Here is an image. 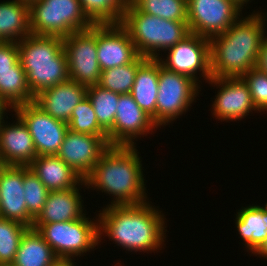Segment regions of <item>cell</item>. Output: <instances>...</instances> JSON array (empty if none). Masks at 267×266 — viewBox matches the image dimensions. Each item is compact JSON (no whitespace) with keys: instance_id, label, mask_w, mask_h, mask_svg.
<instances>
[{"instance_id":"obj_1","label":"cell","mask_w":267,"mask_h":266,"mask_svg":"<svg viewBox=\"0 0 267 266\" xmlns=\"http://www.w3.org/2000/svg\"><path fill=\"white\" fill-rule=\"evenodd\" d=\"M149 203L106 205L98 211L99 242L105 233L110 241L128 252L162 250L166 240V218L162 211Z\"/></svg>"},{"instance_id":"obj_2","label":"cell","mask_w":267,"mask_h":266,"mask_svg":"<svg viewBox=\"0 0 267 266\" xmlns=\"http://www.w3.org/2000/svg\"><path fill=\"white\" fill-rule=\"evenodd\" d=\"M262 14L242 16L225 33L209 39L212 77H241L256 67L266 34L267 13Z\"/></svg>"},{"instance_id":"obj_3","label":"cell","mask_w":267,"mask_h":266,"mask_svg":"<svg viewBox=\"0 0 267 266\" xmlns=\"http://www.w3.org/2000/svg\"><path fill=\"white\" fill-rule=\"evenodd\" d=\"M136 146H110L100 157L84 187L112 197L109 205H135L147 202L142 160Z\"/></svg>"},{"instance_id":"obj_4","label":"cell","mask_w":267,"mask_h":266,"mask_svg":"<svg viewBox=\"0 0 267 266\" xmlns=\"http://www.w3.org/2000/svg\"><path fill=\"white\" fill-rule=\"evenodd\" d=\"M17 44L19 61L34 97L69 79L62 37L29 34Z\"/></svg>"},{"instance_id":"obj_5","label":"cell","mask_w":267,"mask_h":266,"mask_svg":"<svg viewBox=\"0 0 267 266\" xmlns=\"http://www.w3.org/2000/svg\"><path fill=\"white\" fill-rule=\"evenodd\" d=\"M120 24L128 32L138 54L151 59H159L160 51L166 53L190 34L187 22L147 14L135 4H128Z\"/></svg>"},{"instance_id":"obj_6","label":"cell","mask_w":267,"mask_h":266,"mask_svg":"<svg viewBox=\"0 0 267 266\" xmlns=\"http://www.w3.org/2000/svg\"><path fill=\"white\" fill-rule=\"evenodd\" d=\"M31 34L66 37L94 23L79 0H38L29 6Z\"/></svg>"},{"instance_id":"obj_7","label":"cell","mask_w":267,"mask_h":266,"mask_svg":"<svg viewBox=\"0 0 267 266\" xmlns=\"http://www.w3.org/2000/svg\"><path fill=\"white\" fill-rule=\"evenodd\" d=\"M89 219L85 215L60 223L33 224L32 228L42 235L58 258L74 259L100 244L98 218Z\"/></svg>"},{"instance_id":"obj_8","label":"cell","mask_w":267,"mask_h":266,"mask_svg":"<svg viewBox=\"0 0 267 266\" xmlns=\"http://www.w3.org/2000/svg\"><path fill=\"white\" fill-rule=\"evenodd\" d=\"M158 95L156 100V126L169 125L189 110L199 95V84L193 79L170 71L159 61ZM196 97V98H195Z\"/></svg>"},{"instance_id":"obj_9","label":"cell","mask_w":267,"mask_h":266,"mask_svg":"<svg viewBox=\"0 0 267 266\" xmlns=\"http://www.w3.org/2000/svg\"><path fill=\"white\" fill-rule=\"evenodd\" d=\"M63 49L69 79L87 87L97 85L102 72L97 58V24L64 37Z\"/></svg>"},{"instance_id":"obj_10","label":"cell","mask_w":267,"mask_h":266,"mask_svg":"<svg viewBox=\"0 0 267 266\" xmlns=\"http://www.w3.org/2000/svg\"><path fill=\"white\" fill-rule=\"evenodd\" d=\"M240 16L242 8L232 0H187L190 33L208 39L225 33Z\"/></svg>"},{"instance_id":"obj_11","label":"cell","mask_w":267,"mask_h":266,"mask_svg":"<svg viewBox=\"0 0 267 266\" xmlns=\"http://www.w3.org/2000/svg\"><path fill=\"white\" fill-rule=\"evenodd\" d=\"M167 52V59L161 57L158 59L166 69L185 75L197 84L200 82L196 74L198 72H201L200 78L203 77L206 82L212 78L208 38L190 33Z\"/></svg>"},{"instance_id":"obj_12","label":"cell","mask_w":267,"mask_h":266,"mask_svg":"<svg viewBox=\"0 0 267 266\" xmlns=\"http://www.w3.org/2000/svg\"><path fill=\"white\" fill-rule=\"evenodd\" d=\"M12 111L28 127L37 156L56 155L64 141L68 124L56 120L35 102L16 106Z\"/></svg>"},{"instance_id":"obj_13","label":"cell","mask_w":267,"mask_h":266,"mask_svg":"<svg viewBox=\"0 0 267 266\" xmlns=\"http://www.w3.org/2000/svg\"><path fill=\"white\" fill-rule=\"evenodd\" d=\"M158 129L134 101L131 94H120L113 127L107 132L110 146H135V138L153 133ZM134 139V140H133Z\"/></svg>"},{"instance_id":"obj_14","label":"cell","mask_w":267,"mask_h":266,"mask_svg":"<svg viewBox=\"0 0 267 266\" xmlns=\"http://www.w3.org/2000/svg\"><path fill=\"white\" fill-rule=\"evenodd\" d=\"M209 84L219 87L212 106V116L221 121L241 120L257 111L247 84L241 77H212Z\"/></svg>"},{"instance_id":"obj_15","label":"cell","mask_w":267,"mask_h":266,"mask_svg":"<svg viewBox=\"0 0 267 266\" xmlns=\"http://www.w3.org/2000/svg\"><path fill=\"white\" fill-rule=\"evenodd\" d=\"M109 147L108 136H94L68 130L56 155L84 180Z\"/></svg>"},{"instance_id":"obj_16","label":"cell","mask_w":267,"mask_h":266,"mask_svg":"<svg viewBox=\"0 0 267 266\" xmlns=\"http://www.w3.org/2000/svg\"><path fill=\"white\" fill-rule=\"evenodd\" d=\"M135 44L120 23L97 24V58L101 71L133 62Z\"/></svg>"},{"instance_id":"obj_17","label":"cell","mask_w":267,"mask_h":266,"mask_svg":"<svg viewBox=\"0 0 267 266\" xmlns=\"http://www.w3.org/2000/svg\"><path fill=\"white\" fill-rule=\"evenodd\" d=\"M7 111L0 113V162L2 165L28 166L37 157L33 139L18 115L14 114L16 123L5 122Z\"/></svg>"},{"instance_id":"obj_18","label":"cell","mask_w":267,"mask_h":266,"mask_svg":"<svg viewBox=\"0 0 267 266\" xmlns=\"http://www.w3.org/2000/svg\"><path fill=\"white\" fill-rule=\"evenodd\" d=\"M23 179L24 166L0 167V217L32 228L34 219L27 211Z\"/></svg>"},{"instance_id":"obj_19","label":"cell","mask_w":267,"mask_h":266,"mask_svg":"<svg viewBox=\"0 0 267 266\" xmlns=\"http://www.w3.org/2000/svg\"><path fill=\"white\" fill-rule=\"evenodd\" d=\"M87 86L68 79L35 96V103L56 120L68 124L74 108L87 95Z\"/></svg>"},{"instance_id":"obj_20","label":"cell","mask_w":267,"mask_h":266,"mask_svg":"<svg viewBox=\"0 0 267 266\" xmlns=\"http://www.w3.org/2000/svg\"><path fill=\"white\" fill-rule=\"evenodd\" d=\"M80 185H86L84 180L75 188L49 191L43 209L33 224L60 223L87 215L83 213L85 208L79 192Z\"/></svg>"},{"instance_id":"obj_21","label":"cell","mask_w":267,"mask_h":266,"mask_svg":"<svg viewBox=\"0 0 267 266\" xmlns=\"http://www.w3.org/2000/svg\"><path fill=\"white\" fill-rule=\"evenodd\" d=\"M28 167L49 191L75 188L83 181L57 155L37 156Z\"/></svg>"},{"instance_id":"obj_22","label":"cell","mask_w":267,"mask_h":266,"mask_svg":"<svg viewBox=\"0 0 267 266\" xmlns=\"http://www.w3.org/2000/svg\"><path fill=\"white\" fill-rule=\"evenodd\" d=\"M159 60L147 58L139 67L130 92L134 101L151 117L156 125V100L158 95Z\"/></svg>"},{"instance_id":"obj_23","label":"cell","mask_w":267,"mask_h":266,"mask_svg":"<svg viewBox=\"0 0 267 266\" xmlns=\"http://www.w3.org/2000/svg\"><path fill=\"white\" fill-rule=\"evenodd\" d=\"M235 225L243 239L247 252H254L267 238V203L242 207L237 214Z\"/></svg>"},{"instance_id":"obj_24","label":"cell","mask_w":267,"mask_h":266,"mask_svg":"<svg viewBox=\"0 0 267 266\" xmlns=\"http://www.w3.org/2000/svg\"><path fill=\"white\" fill-rule=\"evenodd\" d=\"M29 34V6L18 0L0 2V42H18Z\"/></svg>"},{"instance_id":"obj_25","label":"cell","mask_w":267,"mask_h":266,"mask_svg":"<svg viewBox=\"0 0 267 266\" xmlns=\"http://www.w3.org/2000/svg\"><path fill=\"white\" fill-rule=\"evenodd\" d=\"M34 101L20 61L11 70L0 71V107L3 110L12 111L16 106Z\"/></svg>"},{"instance_id":"obj_26","label":"cell","mask_w":267,"mask_h":266,"mask_svg":"<svg viewBox=\"0 0 267 266\" xmlns=\"http://www.w3.org/2000/svg\"><path fill=\"white\" fill-rule=\"evenodd\" d=\"M58 259L53 249L34 228L23 234L12 266H52Z\"/></svg>"},{"instance_id":"obj_27","label":"cell","mask_w":267,"mask_h":266,"mask_svg":"<svg viewBox=\"0 0 267 266\" xmlns=\"http://www.w3.org/2000/svg\"><path fill=\"white\" fill-rule=\"evenodd\" d=\"M119 96L120 94L105 89L98 84L87 88L86 97L94 108L98 124L106 132L114 125Z\"/></svg>"},{"instance_id":"obj_28","label":"cell","mask_w":267,"mask_h":266,"mask_svg":"<svg viewBox=\"0 0 267 266\" xmlns=\"http://www.w3.org/2000/svg\"><path fill=\"white\" fill-rule=\"evenodd\" d=\"M146 59L139 55L129 64L103 70L98 85L118 94H129L132 90L138 67Z\"/></svg>"},{"instance_id":"obj_29","label":"cell","mask_w":267,"mask_h":266,"mask_svg":"<svg viewBox=\"0 0 267 266\" xmlns=\"http://www.w3.org/2000/svg\"><path fill=\"white\" fill-rule=\"evenodd\" d=\"M84 13L94 24L120 23L127 0H79Z\"/></svg>"},{"instance_id":"obj_30","label":"cell","mask_w":267,"mask_h":266,"mask_svg":"<svg viewBox=\"0 0 267 266\" xmlns=\"http://www.w3.org/2000/svg\"><path fill=\"white\" fill-rule=\"evenodd\" d=\"M27 226L0 217V266L11 265Z\"/></svg>"},{"instance_id":"obj_31","label":"cell","mask_w":267,"mask_h":266,"mask_svg":"<svg viewBox=\"0 0 267 266\" xmlns=\"http://www.w3.org/2000/svg\"><path fill=\"white\" fill-rule=\"evenodd\" d=\"M68 128L75 133L108 136L107 132L98 124L94 108L87 97L74 108Z\"/></svg>"},{"instance_id":"obj_32","label":"cell","mask_w":267,"mask_h":266,"mask_svg":"<svg viewBox=\"0 0 267 266\" xmlns=\"http://www.w3.org/2000/svg\"><path fill=\"white\" fill-rule=\"evenodd\" d=\"M135 5L162 19L187 22V0H139Z\"/></svg>"},{"instance_id":"obj_33","label":"cell","mask_w":267,"mask_h":266,"mask_svg":"<svg viewBox=\"0 0 267 266\" xmlns=\"http://www.w3.org/2000/svg\"><path fill=\"white\" fill-rule=\"evenodd\" d=\"M23 188L28 214L35 220L43 209L49 190L28 166H24Z\"/></svg>"},{"instance_id":"obj_34","label":"cell","mask_w":267,"mask_h":266,"mask_svg":"<svg viewBox=\"0 0 267 266\" xmlns=\"http://www.w3.org/2000/svg\"><path fill=\"white\" fill-rule=\"evenodd\" d=\"M241 78L247 84L253 103L259 113L267 111V74L255 67L242 75Z\"/></svg>"},{"instance_id":"obj_35","label":"cell","mask_w":267,"mask_h":266,"mask_svg":"<svg viewBox=\"0 0 267 266\" xmlns=\"http://www.w3.org/2000/svg\"><path fill=\"white\" fill-rule=\"evenodd\" d=\"M19 62L17 42H0V71L11 70Z\"/></svg>"},{"instance_id":"obj_36","label":"cell","mask_w":267,"mask_h":266,"mask_svg":"<svg viewBox=\"0 0 267 266\" xmlns=\"http://www.w3.org/2000/svg\"><path fill=\"white\" fill-rule=\"evenodd\" d=\"M256 68L267 74V40L265 38L261 45Z\"/></svg>"},{"instance_id":"obj_37","label":"cell","mask_w":267,"mask_h":266,"mask_svg":"<svg viewBox=\"0 0 267 266\" xmlns=\"http://www.w3.org/2000/svg\"><path fill=\"white\" fill-rule=\"evenodd\" d=\"M253 255H259L267 259V238L262 242V244L253 252Z\"/></svg>"},{"instance_id":"obj_38","label":"cell","mask_w":267,"mask_h":266,"mask_svg":"<svg viewBox=\"0 0 267 266\" xmlns=\"http://www.w3.org/2000/svg\"><path fill=\"white\" fill-rule=\"evenodd\" d=\"M74 259H64V258H58L53 264L52 266H76Z\"/></svg>"},{"instance_id":"obj_39","label":"cell","mask_w":267,"mask_h":266,"mask_svg":"<svg viewBox=\"0 0 267 266\" xmlns=\"http://www.w3.org/2000/svg\"><path fill=\"white\" fill-rule=\"evenodd\" d=\"M234 1L238 6H240L242 9L244 7V4H246L247 6V3L250 1V0H232Z\"/></svg>"},{"instance_id":"obj_40","label":"cell","mask_w":267,"mask_h":266,"mask_svg":"<svg viewBox=\"0 0 267 266\" xmlns=\"http://www.w3.org/2000/svg\"><path fill=\"white\" fill-rule=\"evenodd\" d=\"M20 1L21 3H24L28 6H30L31 4H33L34 2L38 1V0H18Z\"/></svg>"},{"instance_id":"obj_41","label":"cell","mask_w":267,"mask_h":266,"mask_svg":"<svg viewBox=\"0 0 267 266\" xmlns=\"http://www.w3.org/2000/svg\"><path fill=\"white\" fill-rule=\"evenodd\" d=\"M139 0H127L128 4H136Z\"/></svg>"}]
</instances>
